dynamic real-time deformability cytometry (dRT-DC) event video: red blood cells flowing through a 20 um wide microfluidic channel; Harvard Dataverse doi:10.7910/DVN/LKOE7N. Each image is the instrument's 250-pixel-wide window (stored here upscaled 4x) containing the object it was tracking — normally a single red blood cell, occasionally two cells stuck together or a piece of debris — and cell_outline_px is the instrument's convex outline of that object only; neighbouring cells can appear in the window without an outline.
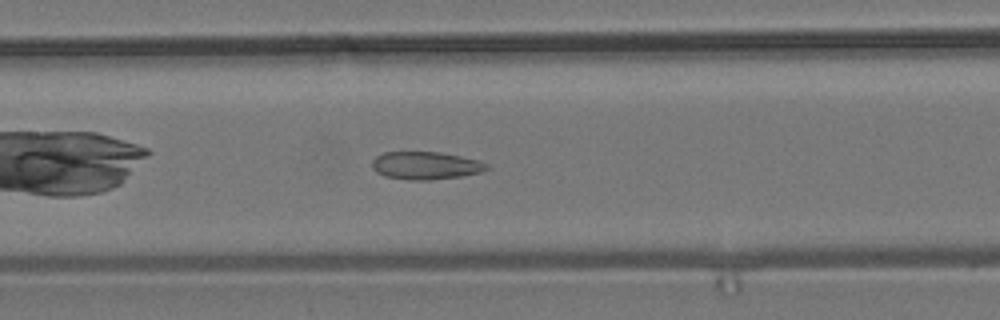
{"species": "common noctule bat (a hibernating species)", "species_latin": "Nyctalus noctula", "temperature_condition": "room temperature", "stored_images_in_passage": 32, "camera_frame_rate_fps": 3000, "um_per_image_px": 0.085, "animal": {"sex": "male", "body_mass_g": 19.2, "forearm_length_mm": 51.8}, "frame": {"image": 1, "passage_image": 10, "time_ms": 3.0, "image_size_px": [1000, 320], "cell_outline_px": [[492, 168], [480, 172], [460, 176], [428, 180], [408, 180], [384, 176], [376, 172], [372, 168], [372, 160], [376, 156], [384, 152], [440, 152], [480, 160], [488, 164]], "centroid_in_image_um": [36.18, 14.07], "position_along_channel_um": 171.2, "area_um2": 18.67}}
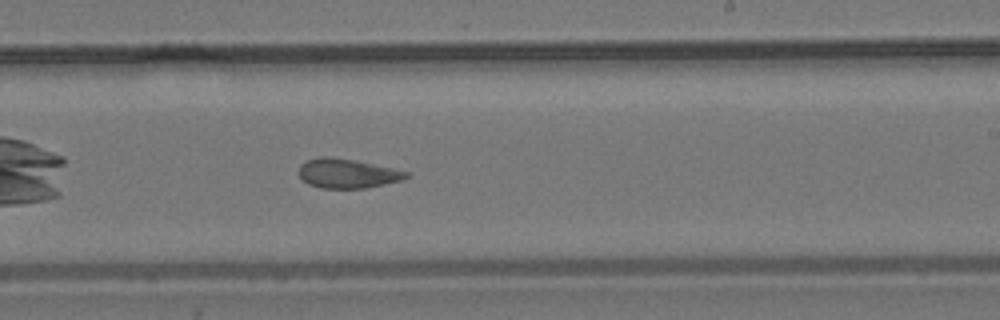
{"frame": {"image": 2, "passage_image": 17, "time_ms": 5.333, "image_size_px": [1000, 320], "cell_outline_px": [[408, 176], [400, 180], [384, 184], [364, 188], [320, 188], [308, 184], [300, 176], [300, 164], [304, 160], [320, 156], [328, 156], [352, 160], [392, 168], [408, 172]], "centroid_in_image_um": [29.46, 14.74], "position_along_channel_um": 259.5, "area_um2": 18.09}}
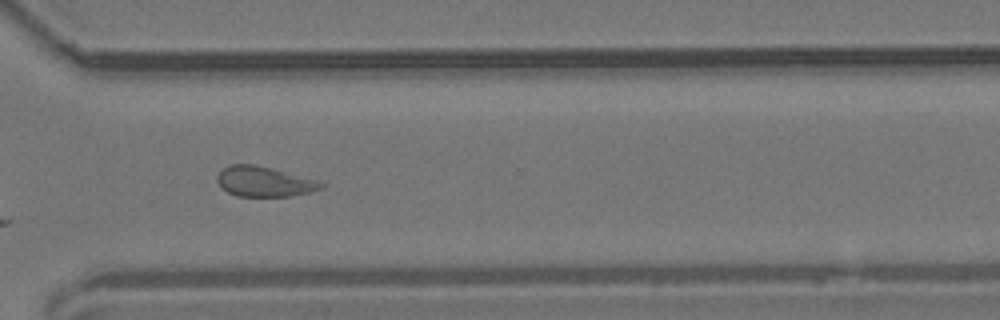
{"frame": {"image": 3, "passage_image": 24, "time_ms": 7.667, "image_size_px": [1000, 320], "cell_outline_px": [[328, 184], [324, 188], [292, 196], [236, 196], [228, 192], [216, 180], [216, 176], [228, 164], [252, 164], [272, 168]], "centroid_in_image_um": [22.45, 15.43], "position_along_channel_um": 348.1, "area_um2": 18.03}}